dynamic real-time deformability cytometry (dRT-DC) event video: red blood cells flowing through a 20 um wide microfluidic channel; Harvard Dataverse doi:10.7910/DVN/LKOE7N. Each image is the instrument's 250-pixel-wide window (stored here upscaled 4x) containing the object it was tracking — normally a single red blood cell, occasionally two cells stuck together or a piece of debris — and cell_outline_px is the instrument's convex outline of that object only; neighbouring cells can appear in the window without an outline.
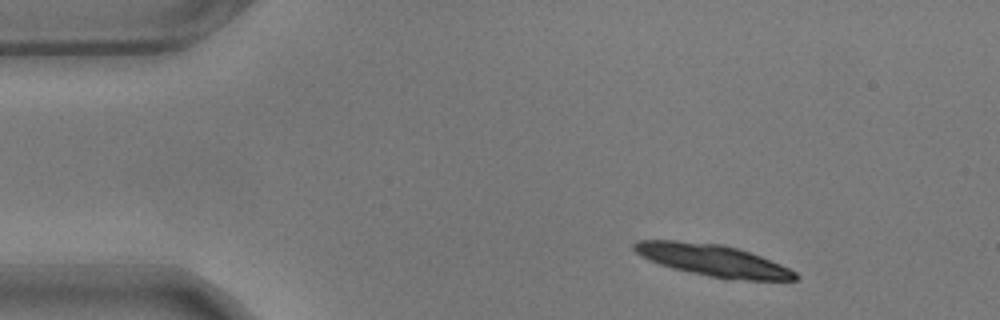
{"species": "common noctule bat (a hibernating species)", "species_latin": "Nyctalus noctula", "temperature_condition": "warm", "stored_images_in_passage": 15, "camera_frame_rate_fps": 3000, "um_per_image_px": 0.085, "animal": {"sex": "male", "body_mass_g": 17.9}, "frame": {"image": 1, "passage_image": 1, "time_ms": 0.0, "image_size_px": [1000, 320], "cell_outline_px": [[800, 276], [796, 280], [728, 280], [688, 272], [672, 268], [648, 260], [640, 256], [632, 248], [632, 244], [640, 240], [676, 240], [720, 244], [736, 248], [760, 256], [780, 264], [796, 272]], "centroid_in_image_um": [60.57, 22.14], "position_along_channel_um": 24.4, "area_um2": 29.88}}